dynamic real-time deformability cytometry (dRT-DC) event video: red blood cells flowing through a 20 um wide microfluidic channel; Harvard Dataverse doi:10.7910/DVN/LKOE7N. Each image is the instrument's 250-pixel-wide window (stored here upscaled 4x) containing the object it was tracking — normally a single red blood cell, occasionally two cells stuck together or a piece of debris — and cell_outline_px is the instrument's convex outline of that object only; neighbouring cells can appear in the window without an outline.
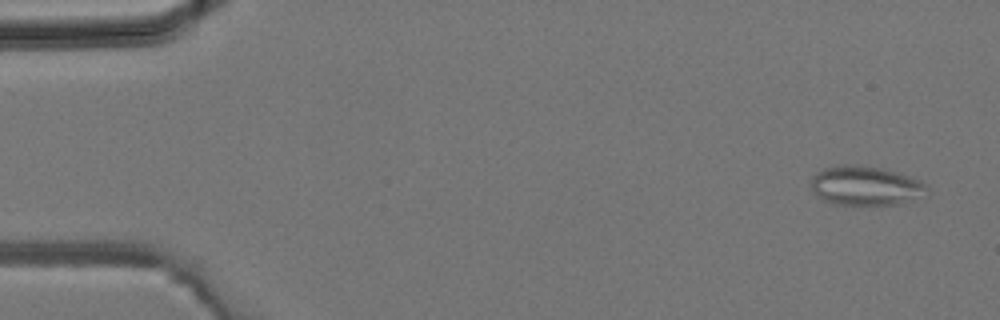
{"species": "common noctule bat (a hibernating species)", "species_latin": "Nyctalus noctula", "temperature_condition": "room temperature", "stored_images_in_passage": 4, "camera_frame_rate_fps": 3000, "um_per_image_px": 0.085, "animal": {"sex": "male", "body_mass_g": 19.2, "forearm_length_mm": 51.8}, "frame": {"image": 1, "passage_image": 1, "time_ms": 0.0, "image_size_px": [1000, 320], "cell_outline_px": [[928, 196], [904, 204], [832, 204], [816, 196], [812, 192], [812, 176], [816, 172], [824, 168], [836, 164], [848, 164], [880, 168], [896, 172], [920, 180], [928, 188]], "centroid_in_image_um": [73.59, 15.8], "position_along_channel_um": 11.4, "area_um2": 26.88}}